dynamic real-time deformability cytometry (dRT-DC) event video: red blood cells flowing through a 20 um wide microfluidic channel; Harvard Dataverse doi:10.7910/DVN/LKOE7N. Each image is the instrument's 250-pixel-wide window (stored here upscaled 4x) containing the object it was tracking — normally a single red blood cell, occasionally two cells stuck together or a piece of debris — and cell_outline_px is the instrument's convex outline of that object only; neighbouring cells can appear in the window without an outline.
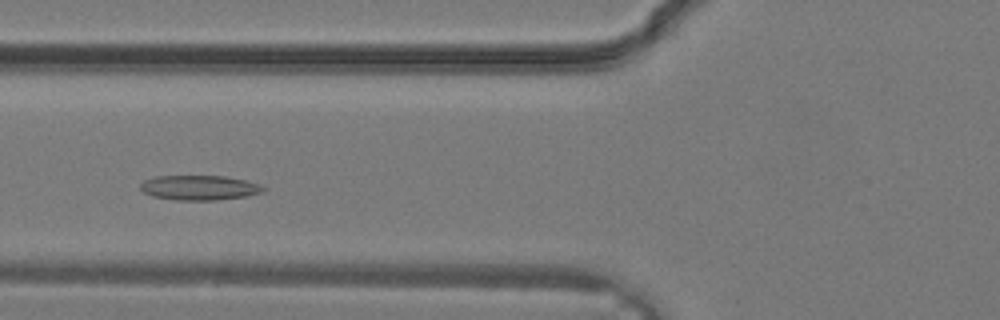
{"species": "common noctule bat (a hibernating species)", "species_latin": "Nyctalus noctula", "temperature_condition": "warm", "stored_images_in_passage": 22, "camera_frame_rate_fps": 3000, "um_per_image_px": 0.085, "animal": {"sex": "male", "body_mass_g": 19.2, "forearm_length_mm": 51.8}, "frame": {"image": 1, "passage_image": 7, "time_ms": 2.0, "image_size_px": [1000, 320], "cell_outline_px": [[268, 188], [260, 192], [248, 196], [216, 200], [176, 200], [152, 196], [144, 192], [140, 188], [140, 184], [144, 180], [156, 176], [224, 176], [248, 180], [260, 184]], "centroid_in_image_um": [16.97, 15.95], "position_along_channel_um": 108.8, "area_um2": 17.86}}
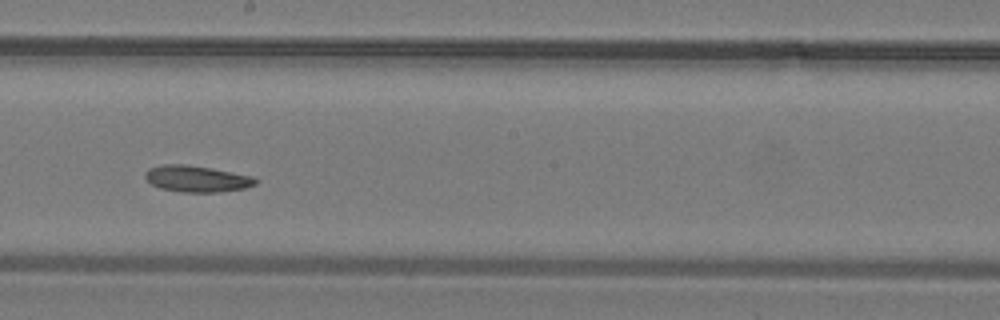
{"frame": {"image": 2, "passage_image": 13, "time_ms": 4.0, "image_size_px": [1000, 320], "cell_outline_px": [[256, 184], [244, 188], [220, 192], [180, 192], [160, 188], [152, 184], [144, 176], [144, 172], [148, 168], [164, 164], [184, 164], [208, 168], [252, 176], [256, 180]], "centroid_in_image_um": [16.67, 15.2], "position_along_channel_um": 231.5, "area_um2": 16.76}}
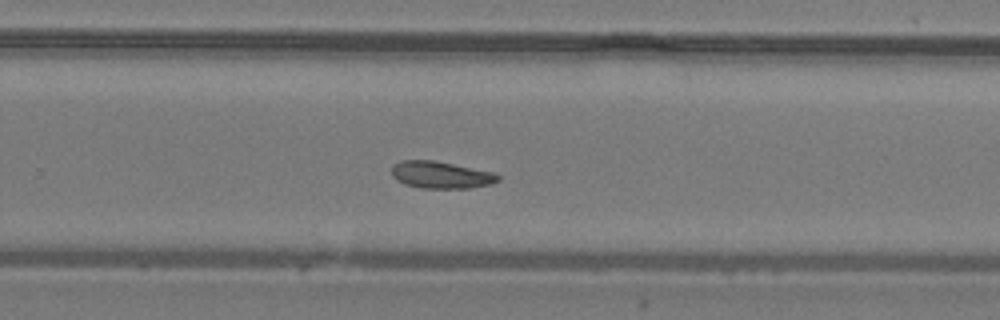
{"frame": {"image": 3, "passage_image": 16, "time_ms": 5.0, "image_size_px": [1000, 320], "cell_outline_px": [[500, 180], [492, 184], [468, 188], [420, 188], [404, 184], [396, 180], [392, 176], [392, 164], [400, 160], [432, 160], [492, 172], [500, 176]], "centroid_in_image_um": [37.44, 14.87], "position_along_channel_um": 292.4, "area_um2": 16.76}}